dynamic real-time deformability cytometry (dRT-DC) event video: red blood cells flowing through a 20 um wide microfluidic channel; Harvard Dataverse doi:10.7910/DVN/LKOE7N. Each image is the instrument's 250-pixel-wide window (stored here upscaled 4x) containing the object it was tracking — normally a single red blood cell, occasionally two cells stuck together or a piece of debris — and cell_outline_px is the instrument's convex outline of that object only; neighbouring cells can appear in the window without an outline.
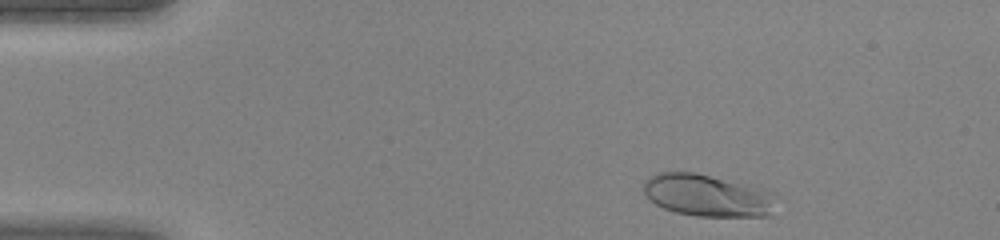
{"species": "human", "species_latin": "Homo sapiens", "temperature_condition": "warm", "stored_images_in_passage": 41, "camera_frame_rate_fps": 3000, "um_per_image_px": 0.085, "donor": {"sex": "female"}, "frame": {"image": 1, "passage_image": 3, "time_ms": 0.667, "image_size_px": [1000, 240], "cell_outline_px": [[776, 196], [768, 216], [696, 216], [676, 212], [664, 208], [648, 200], [644, 192], [644, 180], [648, 176], [656, 172], [696, 172], [776, 192]], "centroid_in_image_um": [60.08, 16.6], "position_along_channel_um": 24.9, "area_um2": 32.54}}
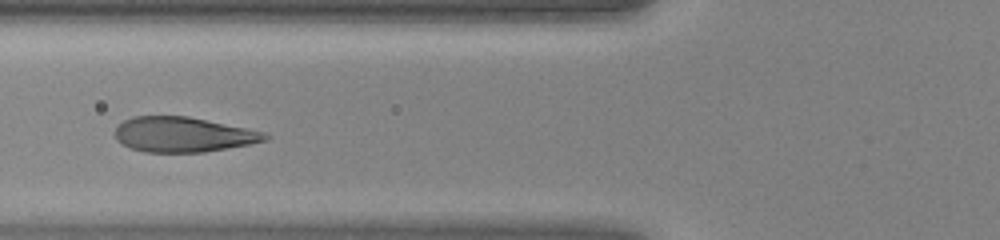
{"frame": {"image": 2, "passage_image": 14, "time_ms": 4.333, "image_size_px": [1000, 240], "cell_outline_px": [[272, 136], [268, 140], [228, 148], [204, 152], [144, 152], [120, 144], [116, 140], [116, 124], [132, 116], [188, 116], [264, 132]], "centroid_in_image_um": [15.53, 11.43], "position_along_channel_um": 110.3, "area_um2": 30.63}}
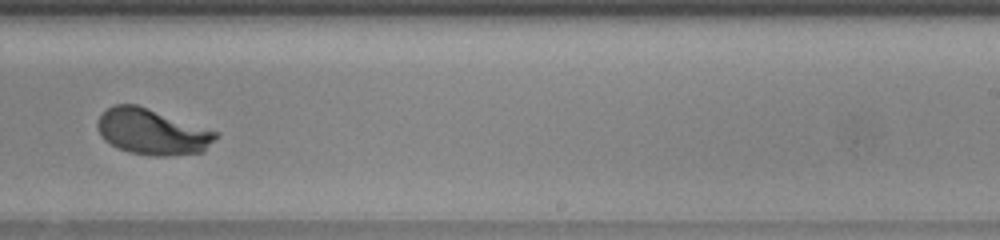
{"frame": {"image": 3, "passage_image": 25, "time_ms": 8.0, "image_size_px": [1000, 240], "cell_outline_px": [[220, 136], [204, 152], [168, 156], [148, 156], [128, 152], [104, 140], [100, 136], [96, 124], [100, 116], [112, 104], [136, 104], [220, 132]], "centroid_in_image_um": [12.98, 11.21], "position_along_channel_um": 276.0, "area_um2": 31.91}}